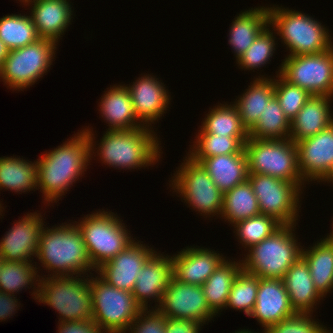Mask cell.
Returning a JSON list of instances; mask_svg holds the SVG:
<instances>
[{"instance_id":"cell-11","label":"cell","mask_w":333,"mask_h":333,"mask_svg":"<svg viewBox=\"0 0 333 333\" xmlns=\"http://www.w3.org/2000/svg\"><path fill=\"white\" fill-rule=\"evenodd\" d=\"M185 158L170 181L173 192L203 216L221 215L223 193L200 163Z\"/></svg>"},{"instance_id":"cell-53","label":"cell","mask_w":333,"mask_h":333,"mask_svg":"<svg viewBox=\"0 0 333 333\" xmlns=\"http://www.w3.org/2000/svg\"><path fill=\"white\" fill-rule=\"evenodd\" d=\"M2 209H4V208H3V207H0V215H2V213H1V212H3Z\"/></svg>"},{"instance_id":"cell-7","label":"cell","mask_w":333,"mask_h":333,"mask_svg":"<svg viewBox=\"0 0 333 333\" xmlns=\"http://www.w3.org/2000/svg\"><path fill=\"white\" fill-rule=\"evenodd\" d=\"M119 218L113 212L100 210L87 214L79 222L75 221L81 230L89 259L95 269L113 259L134 241L130 231Z\"/></svg>"},{"instance_id":"cell-3","label":"cell","mask_w":333,"mask_h":333,"mask_svg":"<svg viewBox=\"0 0 333 333\" xmlns=\"http://www.w3.org/2000/svg\"><path fill=\"white\" fill-rule=\"evenodd\" d=\"M36 257L41 267L51 272L52 276L88 275L96 269L92 265L83 235L76 223H62L52 228L43 227Z\"/></svg>"},{"instance_id":"cell-49","label":"cell","mask_w":333,"mask_h":333,"mask_svg":"<svg viewBox=\"0 0 333 333\" xmlns=\"http://www.w3.org/2000/svg\"><path fill=\"white\" fill-rule=\"evenodd\" d=\"M333 227V224H332ZM325 239H327L328 241H333V228H332V233L330 232V234L327 235V237H325Z\"/></svg>"},{"instance_id":"cell-12","label":"cell","mask_w":333,"mask_h":333,"mask_svg":"<svg viewBox=\"0 0 333 333\" xmlns=\"http://www.w3.org/2000/svg\"><path fill=\"white\" fill-rule=\"evenodd\" d=\"M248 180L258 200L261 214L273 217L282 225H294L299 214V197L304 183H291L287 180L263 174H248Z\"/></svg>"},{"instance_id":"cell-15","label":"cell","mask_w":333,"mask_h":333,"mask_svg":"<svg viewBox=\"0 0 333 333\" xmlns=\"http://www.w3.org/2000/svg\"><path fill=\"white\" fill-rule=\"evenodd\" d=\"M155 252L153 248L134 240L95 272L114 288L133 292L137 275Z\"/></svg>"},{"instance_id":"cell-24","label":"cell","mask_w":333,"mask_h":333,"mask_svg":"<svg viewBox=\"0 0 333 333\" xmlns=\"http://www.w3.org/2000/svg\"><path fill=\"white\" fill-rule=\"evenodd\" d=\"M101 96L99 112L108 123V130H129L144 127L135 116L133 102L125 84L113 85Z\"/></svg>"},{"instance_id":"cell-50","label":"cell","mask_w":333,"mask_h":333,"mask_svg":"<svg viewBox=\"0 0 333 333\" xmlns=\"http://www.w3.org/2000/svg\"><path fill=\"white\" fill-rule=\"evenodd\" d=\"M235 333H254V332H251V331H249L248 329L246 330V329H241V330H239V331H235Z\"/></svg>"},{"instance_id":"cell-51","label":"cell","mask_w":333,"mask_h":333,"mask_svg":"<svg viewBox=\"0 0 333 333\" xmlns=\"http://www.w3.org/2000/svg\"><path fill=\"white\" fill-rule=\"evenodd\" d=\"M19 1L23 2V5L26 6L27 3L34 2V1H37V0H19Z\"/></svg>"},{"instance_id":"cell-33","label":"cell","mask_w":333,"mask_h":333,"mask_svg":"<svg viewBox=\"0 0 333 333\" xmlns=\"http://www.w3.org/2000/svg\"><path fill=\"white\" fill-rule=\"evenodd\" d=\"M198 133H211L229 137H249L243 127L237 107L234 104H221L206 114Z\"/></svg>"},{"instance_id":"cell-30","label":"cell","mask_w":333,"mask_h":333,"mask_svg":"<svg viewBox=\"0 0 333 333\" xmlns=\"http://www.w3.org/2000/svg\"><path fill=\"white\" fill-rule=\"evenodd\" d=\"M241 270V260L232 262L225 259L201 286L206 302L215 314L225 309L232 284Z\"/></svg>"},{"instance_id":"cell-43","label":"cell","mask_w":333,"mask_h":333,"mask_svg":"<svg viewBox=\"0 0 333 333\" xmlns=\"http://www.w3.org/2000/svg\"><path fill=\"white\" fill-rule=\"evenodd\" d=\"M152 309H143L127 330L130 333H165L166 317Z\"/></svg>"},{"instance_id":"cell-48","label":"cell","mask_w":333,"mask_h":333,"mask_svg":"<svg viewBox=\"0 0 333 333\" xmlns=\"http://www.w3.org/2000/svg\"><path fill=\"white\" fill-rule=\"evenodd\" d=\"M320 182H332L333 183V165L331 169L328 171V173L325 175V177Z\"/></svg>"},{"instance_id":"cell-26","label":"cell","mask_w":333,"mask_h":333,"mask_svg":"<svg viewBox=\"0 0 333 333\" xmlns=\"http://www.w3.org/2000/svg\"><path fill=\"white\" fill-rule=\"evenodd\" d=\"M199 163L223 194L248 179L245 151L203 158Z\"/></svg>"},{"instance_id":"cell-2","label":"cell","mask_w":333,"mask_h":333,"mask_svg":"<svg viewBox=\"0 0 333 333\" xmlns=\"http://www.w3.org/2000/svg\"><path fill=\"white\" fill-rule=\"evenodd\" d=\"M85 128L91 146V158L98 153L105 165L119 169H136L154 165L159 162L162 154L161 141L151 127H141L129 130H107L100 141L97 152L94 143L95 135L92 129ZM153 163V164H152Z\"/></svg>"},{"instance_id":"cell-20","label":"cell","mask_w":333,"mask_h":333,"mask_svg":"<svg viewBox=\"0 0 333 333\" xmlns=\"http://www.w3.org/2000/svg\"><path fill=\"white\" fill-rule=\"evenodd\" d=\"M172 277L173 265L171 256H165L156 251L146 261L141 272L137 275L132 292L137 303L143 309H149L147 304L151 300L160 303Z\"/></svg>"},{"instance_id":"cell-52","label":"cell","mask_w":333,"mask_h":333,"mask_svg":"<svg viewBox=\"0 0 333 333\" xmlns=\"http://www.w3.org/2000/svg\"><path fill=\"white\" fill-rule=\"evenodd\" d=\"M2 263H3V259H2V257L0 256V269H1Z\"/></svg>"},{"instance_id":"cell-17","label":"cell","mask_w":333,"mask_h":333,"mask_svg":"<svg viewBox=\"0 0 333 333\" xmlns=\"http://www.w3.org/2000/svg\"><path fill=\"white\" fill-rule=\"evenodd\" d=\"M295 144L298 167L304 181L320 182L333 165V124Z\"/></svg>"},{"instance_id":"cell-39","label":"cell","mask_w":333,"mask_h":333,"mask_svg":"<svg viewBox=\"0 0 333 333\" xmlns=\"http://www.w3.org/2000/svg\"><path fill=\"white\" fill-rule=\"evenodd\" d=\"M258 287L259 277L242 269L232 284L225 308L243 310L247 316H250L257 298Z\"/></svg>"},{"instance_id":"cell-31","label":"cell","mask_w":333,"mask_h":333,"mask_svg":"<svg viewBox=\"0 0 333 333\" xmlns=\"http://www.w3.org/2000/svg\"><path fill=\"white\" fill-rule=\"evenodd\" d=\"M36 173L37 161H26L14 156L0 157V190L5 188L21 194L37 189Z\"/></svg>"},{"instance_id":"cell-5","label":"cell","mask_w":333,"mask_h":333,"mask_svg":"<svg viewBox=\"0 0 333 333\" xmlns=\"http://www.w3.org/2000/svg\"><path fill=\"white\" fill-rule=\"evenodd\" d=\"M295 226L282 225L268 238L247 249L248 254L241 260L242 269L259 278L283 279L287 270L302 257L304 247L295 238Z\"/></svg>"},{"instance_id":"cell-14","label":"cell","mask_w":333,"mask_h":333,"mask_svg":"<svg viewBox=\"0 0 333 333\" xmlns=\"http://www.w3.org/2000/svg\"><path fill=\"white\" fill-rule=\"evenodd\" d=\"M156 309L165 317L200 321H211L216 314L209 308L202 287L182 283L172 277ZM158 306V307H157Z\"/></svg>"},{"instance_id":"cell-10","label":"cell","mask_w":333,"mask_h":333,"mask_svg":"<svg viewBox=\"0 0 333 333\" xmlns=\"http://www.w3.org/2000/svg\"><path fill=\"white\" fill-rule=\"evenodd\" d=\"M56 42L40 38L33 44L9 50L0 67V79L13 90L34 85L55 59Z\"/></svg>"},{"instance_id":"cell-21","label":"cell","mask_w":333,"mask_h":333,"mask_svg":"<svg viewBox=\"0 0 333 333\" xmlns=\"http://www.w3.org/2000/svg\"><path fill=\"white\" fill-rule=\"evenodd\" d=\"M171 259L176 280L202 286L226 257L215 250L191 246L171 256Z\"/></svg>"},{"instance_id":"cell-8","label":"cell","mask_w":333,"mask_h":333,"mask_svg":"<svg viewBox=\"0 0 333 333\" xmlns=\"http://www.w3.org/2000/svg\"><path fill=\"white\" fill-rule=\"evenodd\" d=\"M92 277V321L104 333H126L143 308L132 292L114 288L99 275Z\"/></svg>"},{"instance_id":"cell-38","label":"cell","mask_w":333,"mask_h":333,"mask_svg":"<svg viewBox=\"0 0 333 333\" xmlns=\"http://www.w3.org/2000/svg\"><path fill=\"white\" fill-rule=\"evenodd\" d=\"M234 231L243 247L251 248L277 231L282 224L276 219L264 214L237 222Z\"/></svg>"},{"instance_id":"cell-32","label":"cell","mask_w":333,"mask_h":333,"mask_svg":"<svg viewBox=\"0 0 333 333\" xmlns=\"http://www.w3.org/2000/svg\"><path fill=\"white\" fill-rule=\"evenodd\" d=\"M261 214L258 200L247 179L223 194L221 216L233 226L239 221Z\"/></svg>"},{"instance_id":"cell-23","label":"cell","mask_w":333,"mask_h":333,"mask_svg":"<svg viewBox=\"0 0 333 333\" xmlns=\"http://www.w3.org/2000/svg\"><path fill=\"white\" fill-rule=\"evenodd\" d=\"M326 95H312L292 119L289 138L297 143L312 137L333 124L330 100Z\"/></svg>"},{"instance_id":"cell-27","label":"cell","mask_w":333,"mask_h":333,"mask_svg":"<svg viewBox=\"0 0 333 333\" xmlns=\"http://www.w3.org/2000/svg\"><path fill=\"white\" fill-rule=\"evenodd\" d=\"M242 12V13H241ZM229 30L228 43L234 50L236 60L253 44L261 31L269 25L268 7L241 11Z\"/></svg>"},{"instance_id":"cell-4","label":"cell","mask_w":333,"mask_h":333,"mask_svg":"<svg viewBox=\"0 0 333 333\" xmlns=\"http://www.w3.org/2000/svg\"><path fill=\"white\" fill-rule=\"evenodd\" d=\"M269 25L289 48V55L325 52L333 47L328 29L308 14L278 6L268 7Z\"/></svg>"},{"instance_id":"cell-19","label":"cell","mask_w":333,"mask_h":333,"mask_svg":"<svg viewBox=\"0 0 333 333\" xmlns=\"http://www.w3.org/2000/svg\"><path fill=\"white\" fill-rule=\"evenodd\" d=\"M294 314L283 279L259 278L257 298L249 317L256 318L265 332Z\"/></svg>"},{"instance_id":"cell-37","label":"cell","mask_w":333,"mask_h":333,"mask_svg":"<svg viewBox=\"0 0 333 333\" xmlns=\"http://www.w3.org/2000/svg\"><path fill=\"white\" fill-rule=\"evenodd\" d=\"M21 14L0 18V39L9 50L33 44L40 39L31 16Z\"/></svg>"},{"instance_id":"cell-34","label":"cell","mask_w":333,"mask_h":333,"mask_svg":"<svg viewBox=\"0 0 333 333\" xmlns=\"http://www.w3.org/2000/svg\"><path fill=\"white\" fill-rule=\"evenodd\" d=\"M187 156L199 163L203 158L219 155L237 154L244 151L249 137H229L211 133H198ZM190 153V154H189Z\"/></svg>"},{"instance_id":"cell-18","label":"cell","mask_w":333,"mask_h":333,"mask_svg":"<svg viewBox=\"0 0 333 333\" xmlns=\"http://www.w3.org/2000/svg\"><path fill=\"white\" fill-rule=\"evenodd\" d=\"M150 74L126 85L133 102L136 118L147 127L164 116L170 104V95L164 83ZM152 123V124H151Z\"/></svg>"},{"instance_id":"cell-47","label":"cell","mask_w":333,"mask_h":333,"mask_svg":"<svg viewBox=\"0 0 333 333\" xmlns=\"http://www.w3.org/2000/svg\"><path fill=\"white\" fill-rule=\"evenodd\" d=\"M8 53H9V49L3 43V41L0 39V67L3 64V62L5 61Z\"/></svg>"},{"instance_id":"cell-9","label":"cell","mask_w":333,"mask_h":333,"mask_svg":"<svg viewBox=\"0 0 333 333\" xmlns=\"http://www.w3.org/2000/svg\"><path fill=\"white\" fill-rule=\"evenodd\" d=\"M248 174L306 183L299 171L296 144L289 139H252L244 145Z\"/></svg>"},{"instance_id":"cell-45","label":"cell","mask_w":333,"mask_h":333,"mask_svg":"<svg viewBox=\"0 0 333 333\" xmlns=\"http://www.w3.org/2000/svg\"><path fill=\"white\" fill-rule=\"evenodd\" d=\"M58 323V333H104L92 320Z\"/></svg>"},{"instance_id":"cell-28","label":"cell","mask_w":333,"mask_h":333,"mask_svg":"<svg viewBox=\"0 0 333 333\" xmlns=\"http://www.w3.org/2000/svg\"><path fill=\"white\" fill-rule=\"evenodd\" d=\"M274 96V79L258 76L234 102L238 109L241 123L249 133L256 125L269 100Z\"/></svg>"},{"instance_id":"cell-1","label":"cell","mask_w":333,"mask_h":333,"mask_svg":"<svg viewBox=\"0 0 333 333\" xmlns=\"http://www.w3.org/2000/svg\"><path fill=\"white\" fill-rule=\"evenodd\" d=\"M67 140L37 159V189L46 203H57L91 162V146L84 129Z\"/></svg>"},{"instance_id":"cell-46","label":"cell","mask_w":333,"mask_h":333,"mask_svg":"<svg viewBox=\"0 0 333 333\" xmlns=\"http://www.w3.org/2000/svg\"><path fill=\"white\" fill-rule=\"evenodd\" d=\"M19 304L15 294H7L0 291V320L5 321L18 310Z\"/></svg>"},{"instance_id":"cell-42","label":"cell","mask_w":333,"mask_h":333,"mask_svg":"<svg viewBox=\"0 0 333 333\" xmlns=\"http://www.w3.org/2000/svg\"><path fill=\"white\" fill-rule=\"evenodd\" d=\"M263 333H332V331L312 319V313H296L270 326Z\"/></svg>"},{"instance_id":"cell-6","label":"cell","mask_w":333,"mask_h":333,"mask_svg":"<svg viewBox=\"0 0 333 333\" xmlns=\"http://www.w3.org/2000/svg\"><path fill=\"white\" fill-rule=\"evenodd\" d=\"M45 276H39L37 300L56 310L61 323L93 319L88 276Z\"/></svg>"},{"instance_id":"cell-25","label":"cell","mask_w":333,"mask_h":333,"mask_svg":"<svg viewBox=\"0 0 333 333\" xmlns=\"http://www.w3.org/2000/svg\"><path fill=\"white\" fill-rule=\"evenodd\" d=\"M283 282L296 313H313L314 306L323 299L314 286L309 266L303 257L287 270Z\"/></svg>"},{"instance_id":"cell-16","label":"cell","mask_w":333,"mask_h":333,"mask_svg":"<svg viewBox=\"0 0 333 333\" xmlns=\"http://www.w3.org/2000/svg\"><path fill=\"white\" fill-rule=\"evenodd\" d=\"M24 217V218H23ZM14 223L0 241V256L7 261L32 262L44 226L41 213H28Z\"/></svg>"},{"instance_id":"cell-44","label":"cell","mask_w":333,"mask_h":333,"mask_svg":"<svg viewBox=\"0 0 333 333\" xmlns=\"http://www.w3.org/2000/svg\"><path fill=\"white\" fill-rule=\"evenodd\" d=\"M200 321L166 317L165 333H200Z\"/></svg>"},{"instance_id":"cell-13","label":"cell","mask_w":333,"mask_h":333,"mask_svg":"<svg viewBox=\"0 0 333 333\" xmlns=\"http://www.w3.org/2000/svg\"><path fill=\"white\" fill-rule=\"evenodd\" d=\"M276 73L311 95L333 97V47L325 52L286 56Z\"/></svg>"},{"instance_id":"cell-29","label":"cell","mask_w":333,"mask_h":333,"mask_svg":"<svg viewBox=\"0 0 333 333\" xmlns=\"http://www.w3.org/2000/svg\"><path fill=\"white\" fill-rule=\"evenodd\" d=\"M311 278L318 293L324 298L333 290V241L323 238L309 249H302Z\"/></svg>"},{"instance_id":"cell-40","label":"cell","mask_w":333,"mask_h":333,"mask_svg":"<svg viewBox=\"0 0 333 333\" xmlns=\"http://www.w3.org/2000/svg\"><path fill=\"white\" fill-rule=\"evenodd\" d=\"M273 31L274 29L271 31L270 25H267L253 44L236 60L241 69L253 70L269 63L276 50V33Z\"/></svg>"},{"instance_id":"cell-36","label":"cell","mask_w":333,"mask_h":333,"mask_svg":"<svg viewBox=\"0 0 333 333\" xmlns=\"http://www.w3.org/2000/svg\"><path fill=\"white\" fill-rule=\"evenodd\" d=\"M31 263L32 262L3 260L0 269V291L13 295L26 287L29 288L28 285L32 287L31 285L36 284L37 289L36 286L33 285L35 289L31 295H34L35 300H37L40 278H38L37 266Z\"/></svg>"},{"instance_id":"cell-35","label":"cell","mask_w":333,"mask_h":333,"mask_svg":"<svg viewBox=\"0 0 333 333\" xmlns=\"http://www.w3.org/2000/svg\"><path fill=\"white\" fill-rule=\"evenodd\" d=\"M291 121L285 115L274 95L260 114L254 128L249 132L252 139H289Z\"/></svg>"},{"instance_id":"cell-41","label":"cell","mask_w":333,"mask_h":333,"mask_svg":"<svg viewBox=\"0 0 333 333\" xmlns=\"http://www.w3.org/2000/svg\"><path fill=\"white\" fill-rule=\"evenodd\" d=\"M274 79V95L290 121L312 96L307 90L286 81L280 74Z\"/></svg>"},{"instance_id":"cell-22","label":"cell","mask_w":333,"mask_h":333,"mask_svg":"<svg viewBox=\"0 0 333 333\" xmlns=\"http://www.w3.org/2000/svg\"><path fill=\"white\" fill-rule=\"evenodd\" d=\"M27 5H33L30 16L39 37L58 44L73 18L69 0H37Z\"/></svg>"}]
</instances>
